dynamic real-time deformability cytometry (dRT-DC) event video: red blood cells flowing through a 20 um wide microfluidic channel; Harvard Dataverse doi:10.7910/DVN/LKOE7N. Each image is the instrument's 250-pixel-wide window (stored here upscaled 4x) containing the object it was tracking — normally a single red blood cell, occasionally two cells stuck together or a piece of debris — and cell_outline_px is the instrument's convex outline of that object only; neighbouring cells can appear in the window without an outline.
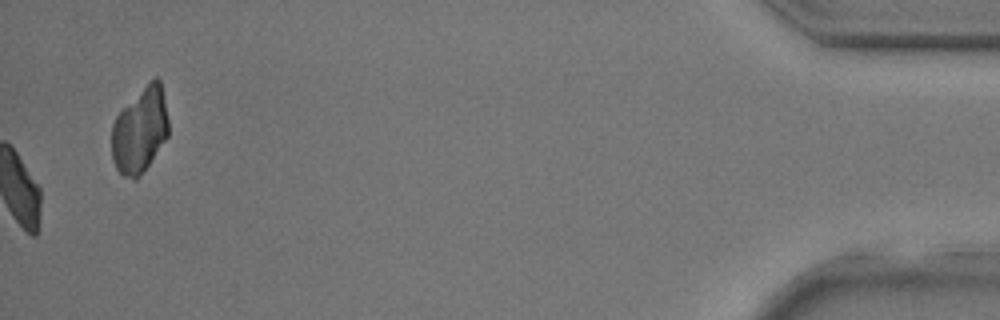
{"species": "common noctule bat (a hibernating species)", "species_latin": "Nyctalus noctula", "temperature_condition": "room temperature", "stored_images_in_passage": 39, "camera_frame_rate_fps": 3000, "um_per_image_px": 0.085, "animal": {"sex": "male", "body_mass_g": 17.9, "forearm_length_mm": 54.2}, "frame": {"image": 1, "passage_image": 39, "time_ms": 12.667, "image_size_px": [1000, 320], "cell_outline_px": [[168, 136], [140, 176], [136, 180], [132, 180], [124, 176], [116, 168], [112, 160], [112, 124], [116, 116], [156, 76], [160, 80], [168, 120]], "centroid_in_image_um": [11.89, 11.14], "position_along_channel_um": 423.3, "area_um2": 27.63}}